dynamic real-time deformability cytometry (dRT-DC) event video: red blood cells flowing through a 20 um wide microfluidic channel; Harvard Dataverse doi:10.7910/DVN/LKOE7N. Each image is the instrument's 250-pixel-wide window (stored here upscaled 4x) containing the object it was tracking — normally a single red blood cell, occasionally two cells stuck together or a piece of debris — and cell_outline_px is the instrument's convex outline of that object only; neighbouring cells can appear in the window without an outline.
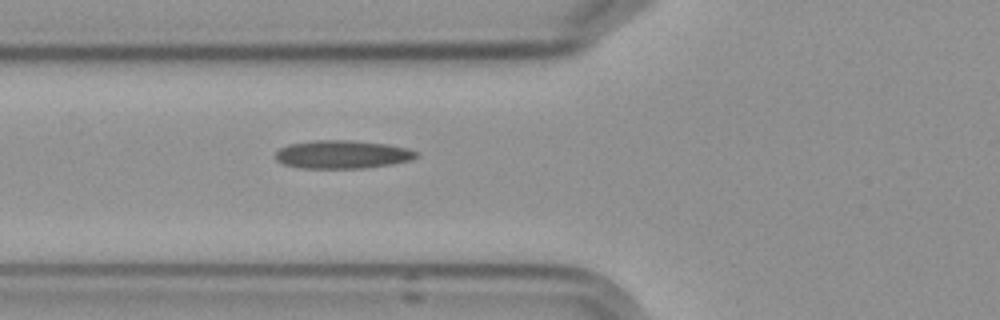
{"species": "Egyptian fruit bat (a non-hibernating species)", "species_latin": "Rousettus aegyptiacus", "temperature_condition": "cold", "stored_images_in_passage": 5, "camera_frame_rate_fps": 3000, "um_per_image_px": 0.085, "frame": {"image": 1, "passage_image": 5, "time_ms": 4.667, "image_size_px": [1000, 320], "cell_outline_px": [[416, 156], [412, 160], [392, 164], [364, 168], [300, 168], [284, 164], [276, 160], [276, 152], [280, 148], [288, 144], [312, 140], [348, 140], [388, 144], [408, 148], [416, 152]], "centroid_in_image_um": [29.08, 13.12], "position_along_channel_um": 96.7, "area_um2": 23.18}}